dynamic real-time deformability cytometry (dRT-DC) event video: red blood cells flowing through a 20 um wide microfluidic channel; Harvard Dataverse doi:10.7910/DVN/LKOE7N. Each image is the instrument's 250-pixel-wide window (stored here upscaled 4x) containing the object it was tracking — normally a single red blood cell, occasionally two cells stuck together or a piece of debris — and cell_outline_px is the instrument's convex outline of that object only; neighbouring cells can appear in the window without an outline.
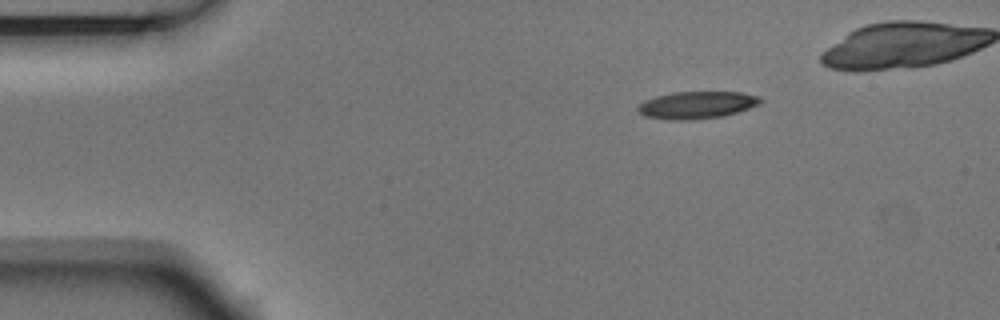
{"species": "Egyptian fruit bat (a non-hibernating species)", "species_latin": "Rousettus aegyptiacus", "temperature_condition": "room temperature", "stored_images_in_passage": 4, "camera_frame_rate_fps": 3000, "um_per_image_px": 0.085, "animal": {"sex": "male"}, "frame": {"image": 1, "passage_image": 1, "time_ms": 0.0, "image_size_px": [1000, 320], "cell_outline_px": [[764, 100], [760, 104], [724, 116], [692, 120], [668, 120], [644, 116], [636, 108], [644, 100], [656, 96], [672, 92], [740, 92], [760, 96]], "centroid_in_image_um": [59.23, 8.92], "position_along_channel_um": 25.8, "area_um2": 19.59}}